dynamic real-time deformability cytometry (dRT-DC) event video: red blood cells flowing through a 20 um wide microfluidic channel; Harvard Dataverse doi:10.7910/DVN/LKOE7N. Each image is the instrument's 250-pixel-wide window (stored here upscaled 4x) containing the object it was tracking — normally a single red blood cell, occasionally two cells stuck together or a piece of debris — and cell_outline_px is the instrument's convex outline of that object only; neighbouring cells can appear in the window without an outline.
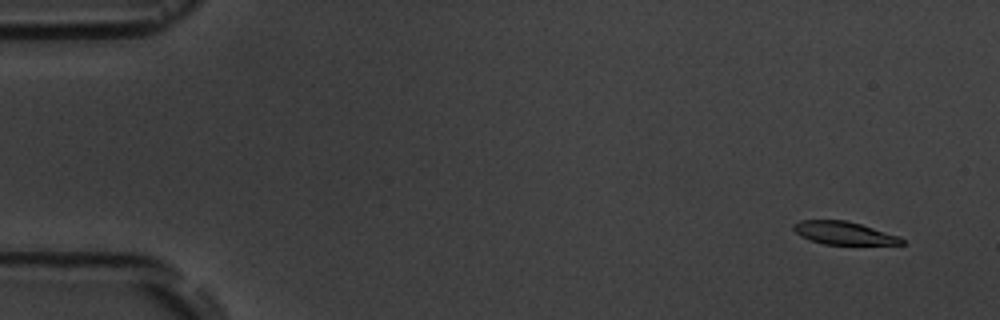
{"species": "common noctule bat (a hibernating species)", "species_latin": "Nyctalus noctula", "temperature_condition": "room temperature", "stored_images_in_passage": 6, "camera_frame_rate_fps": 3000, "um_per_image_px": 0.085, "animal": {"sex": "male", "body_mass_g": 19.5, "forearm_length_mm": 54.6}, "frame": {"image": 1, "passage_image": 1, "time_ms": 0.0, "image_size_px": [1000, 320], "cell_outline_px": [[904, 244], [824, 244], [800, 236], [792, 228], [792, 224], [800, 220], [844, 220], [860, 224], [900, 236], [904, 240]], "centroid_in_image_um": [71.7, 19.8], "position_along_channel_um": 13.3, "area_um2": 14.28}}
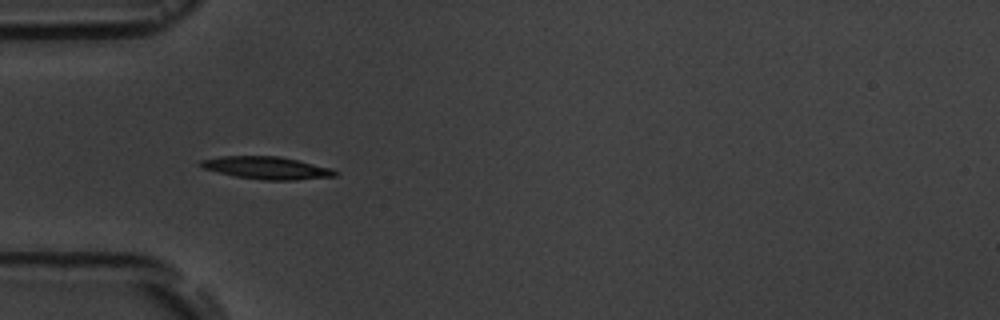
{"frame": {"image": 2, "passage_image": 5, "time_ms": 4.667, "image_size_px": [1000, 320], "cell_outline_px": [[340, 172], [336, 176], [296, 180], [264, 180], [236, 176], [204, 168], [200, 164], [200, 160], [220, 156], [280, 156], [332, 168]], "centroid_in_image_um": [22.74, 14.27], "position_along_channel_um": 62.3, "area_um2": 17.51}}
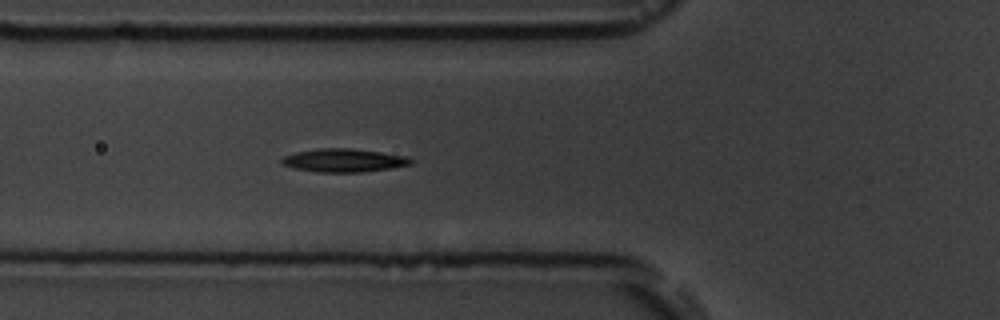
{"frame": {"image": 3, "passage_image": 6, "time_ms": 5.667, "image_size_px": [1000, 320], "cell_outline_px": [[412, 164], [392, 168], [360, 172], [316, 172], [296, 168], [280, 164], [280, 160], [284, 156], [296, 152], [320, 148], [352, 148], [408, 156], [412, 160]], "centroid_in_image_um": [29.22, 13.63], "position_along_channel_um": 96.6, "area_um2": 17.51}}